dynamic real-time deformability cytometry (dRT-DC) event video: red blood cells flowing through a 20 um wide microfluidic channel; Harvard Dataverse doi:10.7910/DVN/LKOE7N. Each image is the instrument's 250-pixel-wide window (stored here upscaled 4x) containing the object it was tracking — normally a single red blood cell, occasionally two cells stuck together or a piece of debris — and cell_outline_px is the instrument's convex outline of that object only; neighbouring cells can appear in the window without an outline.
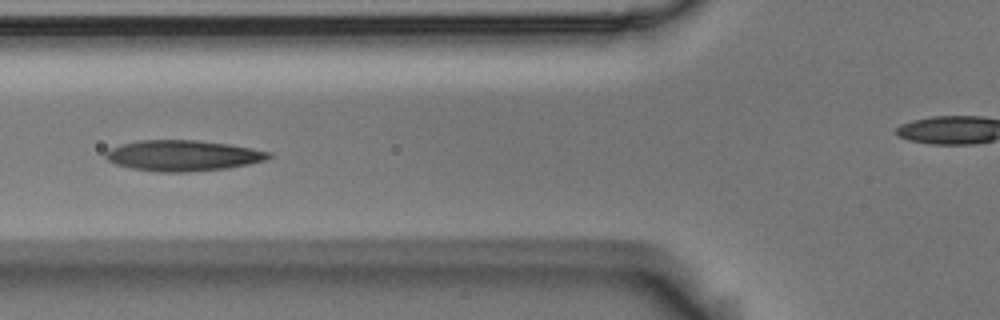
{"species": "Egyptian fruit bat (a non-hibernating species)", "species_latin": "Rousettus aegyptiacus", "temperature_condition": "room temperature", "stored_images_in_passage": 15, "camera_frame_rate_fps": 3000, "um_per_image_px": 0.085, "animal": {"sex": "male"}, "frame": {"image": 1, "passage_image": 5, "time_ms": 1.333, "image_size_px": [1000, 320], "cell_outline_px": [[272, 156], [264, 160], [248, 164], [228, 168], [184, 172], [160, 172], [132, 168], [116, 164], [108, 160], [104, 156], [104, 152], [120, 144], [140, 140], [196, 140], [228, 144], [252, 148], [272, 152]], "centroid_in_image_um": [15.54, 13.22], "position_along_channel_um": 110.3, "area_um2": 29.13}}
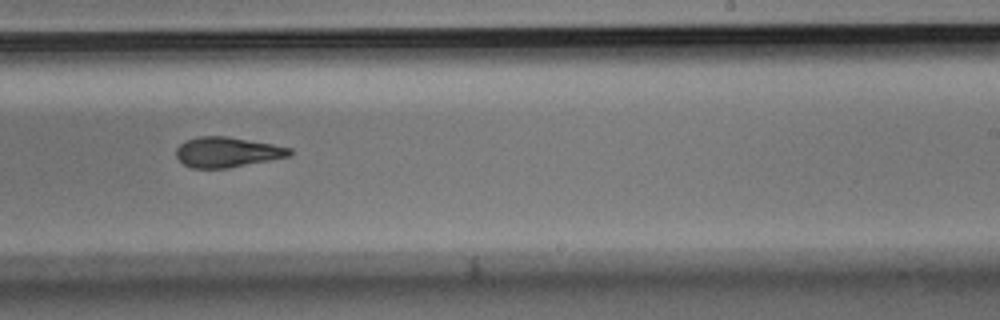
{"frame": {"image": 2, "passage_image": 10, "time_ms": 3.0, "image_size_px": [1000, 320], "cell_outline_px": [[292, 152], [288, 156], [272, 160], [228, 168], [192, 168], [184, 164], [176, 156], [176, 148], [180, 144], [188, 140], [200, 136], [228, 136], [272, 144], [292, 148]], "centroid_in_image_um": [19.32, 12.93], "position_along_channel_um": 269.7, "area_um2": 19.88}}
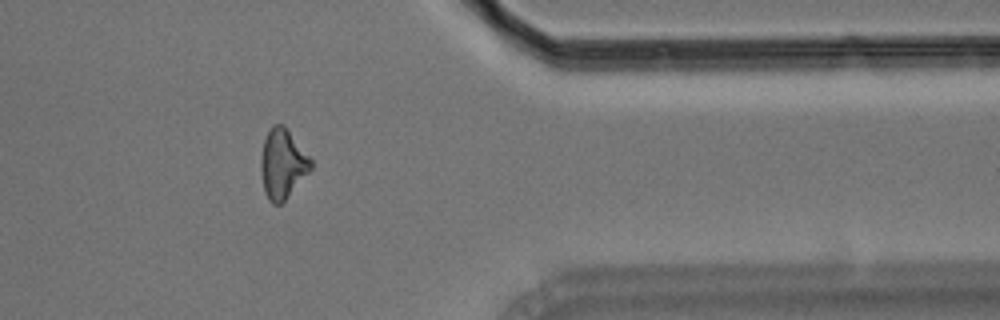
{"frame": {"image": 3, "passage_image": 13, "time_ms": 4.0, "image_size_px": [1000, 320], "cell_outline_px": [[312, 168], [284, 200], [280, 204], [272, 204], [268, 200], [264, 192], [260, 172], [260, 160], [264, 140], [272, 124], [284, 124], [288, 128], [312, 160]], "centroid_in_image_um": [24.0, 13.9], "position_along_channel_um": 387.4, "area_um2": 20.29}}